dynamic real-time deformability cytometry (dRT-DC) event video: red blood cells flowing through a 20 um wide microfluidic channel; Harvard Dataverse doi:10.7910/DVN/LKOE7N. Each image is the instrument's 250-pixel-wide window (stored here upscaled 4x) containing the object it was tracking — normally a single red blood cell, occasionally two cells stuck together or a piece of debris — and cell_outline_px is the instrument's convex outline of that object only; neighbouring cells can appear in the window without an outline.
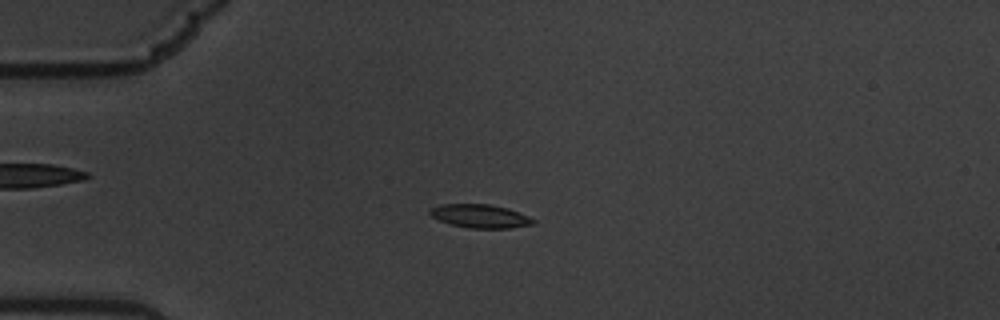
{"species": "common noctule bat (a hibernating species)", "species_latin": "Nyctalus noctula", "temperature_condition": "warm", "stored_images_in_passage": 54, "camera_frame_rate_fps": 3000, "um_per_image_px": 0.085, "animal": {"sex": "male", "body_mass_g": 19.5, "forearm_length_mm": 54.6}, "frame": {"image": 1, "passage_image": 9, "time_ms": 2.667, "image_size_px": [1000, 320], "cell_outline_px": [[536, 220], [532, 224], [508, 228], [468, 228], [452, 224], [440, 220], [432, 216], [428, 212], [432, 208], [440, 204], [488, 204], [508, 208], [528, 216]], "centroid_in_image_um": [40.81, 18.36], "position_along_channel_um": 44.2, "area_um2": 13.93}}
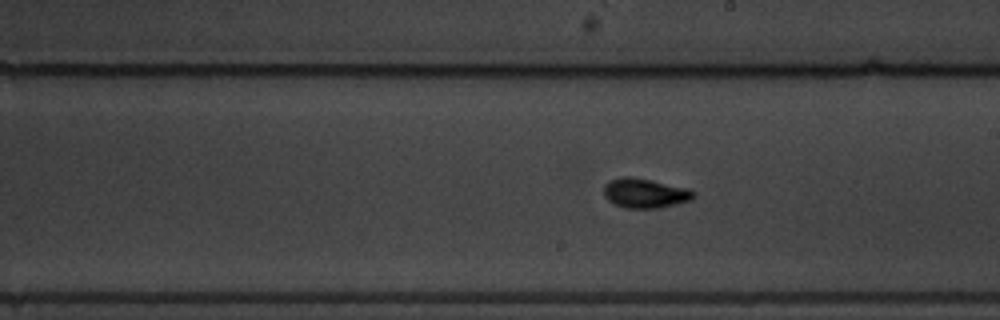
{"frame": {"image": 2, "passage_image": 28, "time_ms": 9.0, "image_size_px": [1000, 320], "cell_outline_px": [[696, 196], [692, 200], [676, 204], [656, 208], [628, 208], [616, 204], [608, 200], [604, 196], [604, 184], [608, 180], [620, 176], [628, 176], [652, 180], [688, 188], [696, 192]], "centroid_in_image_um": [54.83, 16.4], "position_along_channel_um": 234.2, "area_um2": 15.61}}
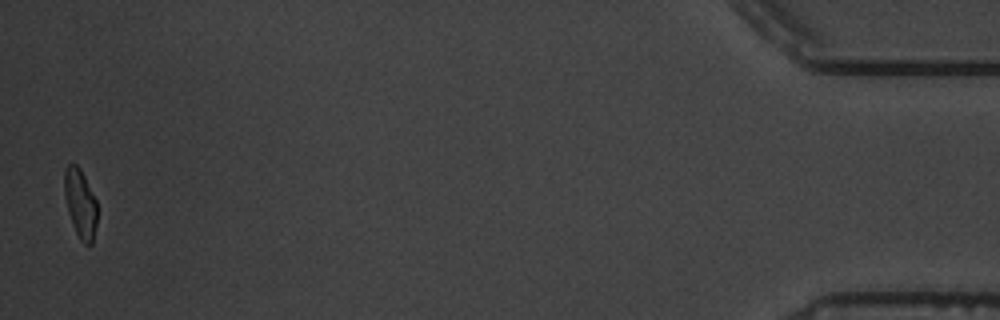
{"frame": {"image": 3, "passage_image": 53, "time_ms": 17.333, "image_size_px": [1000, 320], "cell_outline_px": [[96, 224], [92, 244], [84, 244], [80, 240], [72, 224], [68, 212], [64, 192], [64, 168], [68, 164], [76, 164], [80, 168], [96, 200]], "centroid_in_image_um": [6.81, 17.28], "position_along_channel_um": 428.4, "area_um2": 13.06}, "authors_computed_cell_mechanics": {"area_um2": 14.2188, "velocity_mm_per_s": 3.3845, "shape_relaxation_time_tau1_ms": 4.4068, "shape_relaxation_time_tau2_ms": 1.5605, "deformation_change_tau1": 0.1581, "deformation_change_tau2": 0.0744}}